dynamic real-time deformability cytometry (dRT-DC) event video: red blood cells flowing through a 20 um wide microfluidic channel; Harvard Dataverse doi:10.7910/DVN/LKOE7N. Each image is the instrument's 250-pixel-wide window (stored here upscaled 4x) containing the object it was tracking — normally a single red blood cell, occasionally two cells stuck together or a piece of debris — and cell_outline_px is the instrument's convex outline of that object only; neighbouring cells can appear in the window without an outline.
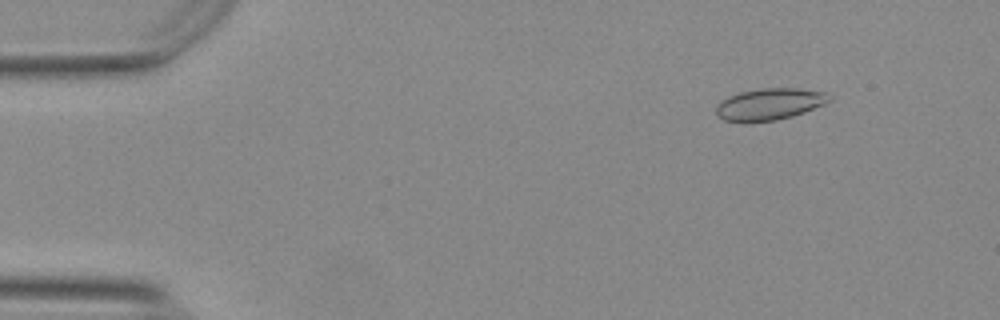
{"species": "Egyptian fruit bat (a non-hibernating species)", "species_latin": "Rousettus aegyptiacus", "temperature_condition": "warm", "stored_images_in_passage": 55, "camera_frame_rate_fps": 3000, "um_per_image_px": 0.085, "animal": {"sex": "female"}, "frame": {"image": 1, "passage_image": 7, "time_ms": 2.0, "image_size_px": [1000, 320], "cell_outline_px": [[832, 100], [824, 104], [804, 112], [792, 116], [776, 120], [748, 124], [724, 120], [716, 112], [716, 104], [728, 96], [740, 92], [760, 88], [800, 88], [828, 92], [832, 96]], "centroid_in_image_um": [65.42, 8.86], "position_along_channel_um": 19.6, "area_um2": 21.39}}
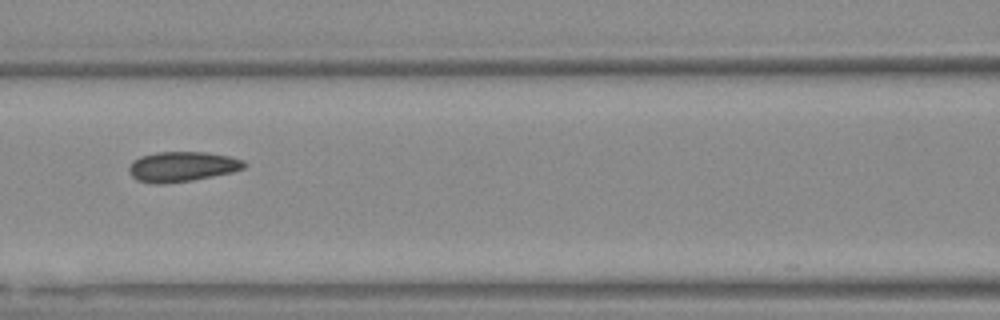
{"frame": {"image": 2, "passage_image": 25, "time_ms": 8.0, "image_size_px": [1000, 320], "cell_outline_px": [[248, 164], [244, 168], [232, 172], [192, 180], [160, 184], [152, 184], [136, 180], [132, 176], [128, 168], [132, 160], [140, 156], [156, 152], [208, 152], [228, 156], [244, 160]], "centroid_in_image_um": [15.46, 14.16], "position_along_channel_um": 151.1, "area_um2": 20.29}}
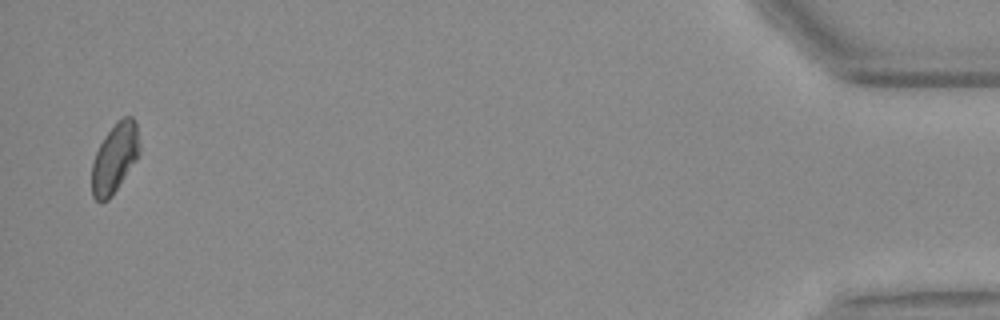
{"frame": {"image": 3, "passage_image": 54, "time_ms": 17.667, "image_size_px": [1000, 320], "cell_outline_px": [[140, 152], [136, 160], [108, 200], [96, 200], [92, 196], [92, 164], [96, 152], [104, 136], [124, 116], [132, 116], [136, 120], [140, 148]], "centroid_in_image_um": [9.76, 13.41], "position_along_channel_um": 425.4, "area_um2": 18.9}}